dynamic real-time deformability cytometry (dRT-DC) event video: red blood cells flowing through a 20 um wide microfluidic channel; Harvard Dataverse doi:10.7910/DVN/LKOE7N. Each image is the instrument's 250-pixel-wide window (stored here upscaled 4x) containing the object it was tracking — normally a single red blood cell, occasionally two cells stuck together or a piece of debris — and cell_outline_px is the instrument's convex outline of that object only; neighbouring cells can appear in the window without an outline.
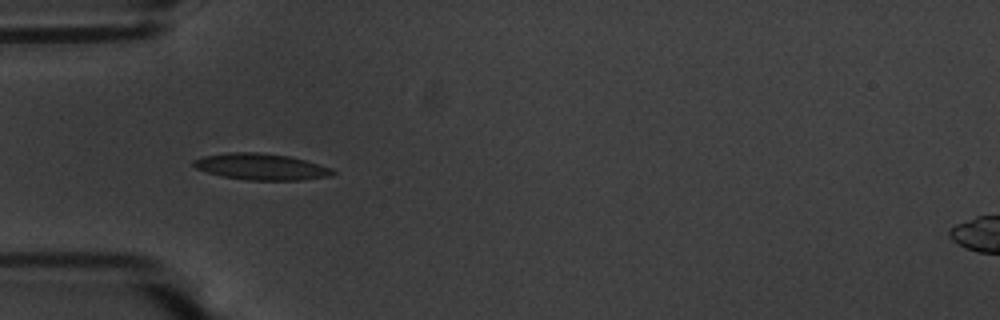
{"species": "common noctule bat (a hibernating species)", "species_latin": "Nyctalus noctula", "temperature_condition": "warm", "stored_images_in_passage": 39, "camera_frame_rate_fps": 3000, "um_per_image_px": 0.085, "animal": {"sex": "male", "body_mass_g": 20.1, "forearm_length_mm": 53.5}, "frame": {"image": 1, "passage_image": 1, "time_ms": 0.0, "image_size_px": [1000, 320], "cell_outline_px": [[336, 172], [332, 176], [300, 180], [244, 180], [220, 176], [196, 168], [192, 164], [192, 160], [204, 156], [228, 152], [256, 152], [288, 156], [304, 160], [332, 168]], "centroid_in_image_um": [22.18, 14.18], "position_along_channel_um": 62.8, "area_um2": 21.39}}
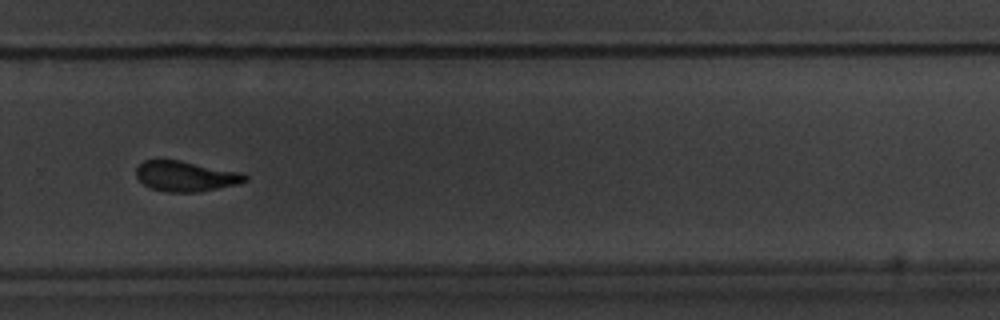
{"frame": {"image": 2, "passage_image": 22, "time_ms": 7.0, "image_size_px": [1000, 320], "cell_outline_px": [[248, 180], [236, 184], [196, 192], [164, 192], [152, 188], [144, 184], [136, 176], [136, 168], [144, 160], [156, 156], [160, 156], [244, 172], [248, 176]], "centroid_in_image_um": [15.75, 14.92], "position_along_channel_um": 314.1, "area_um2": 19.88}}
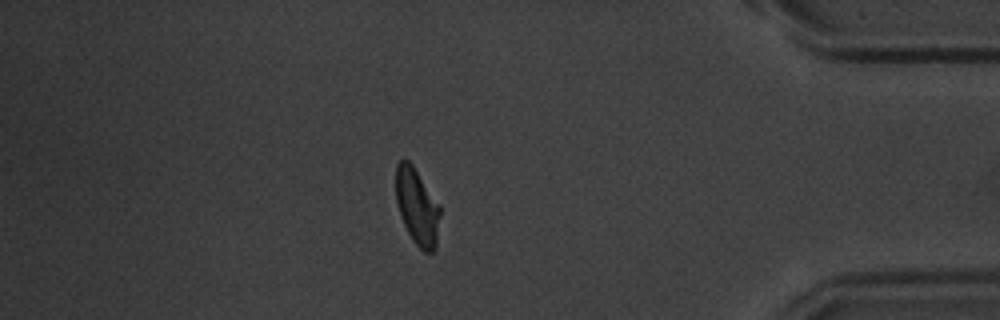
{"frame": {"image": 3, "passage_image": 32, "time_ms": 10.333, "image_size_px": [1000, 320], "cell_outline_px": [[440, 216], [436, 248], [432, 252], [424, 252], [412, 240], [400, 216], [396, 200], [396, 164], [400, 160], [408, 160], [412, 164], [440, 204]], "centroid_in_image_um": [35.46, 17.57], "position_along_channel_um": 399.7, "area_um2": 19.77}, "authors_computed_cell_mechanics": {"area_um2": 20.0566, "velocity_mm_per_s": 3.6179, "shape_relaxation_time_tau1_ms": 3.6816, "shape_relaxation_time_tau2_ms": 1.9231, "deformation_change_tau1": 0.1479, "deformation_change_tau2": 0.0767}}